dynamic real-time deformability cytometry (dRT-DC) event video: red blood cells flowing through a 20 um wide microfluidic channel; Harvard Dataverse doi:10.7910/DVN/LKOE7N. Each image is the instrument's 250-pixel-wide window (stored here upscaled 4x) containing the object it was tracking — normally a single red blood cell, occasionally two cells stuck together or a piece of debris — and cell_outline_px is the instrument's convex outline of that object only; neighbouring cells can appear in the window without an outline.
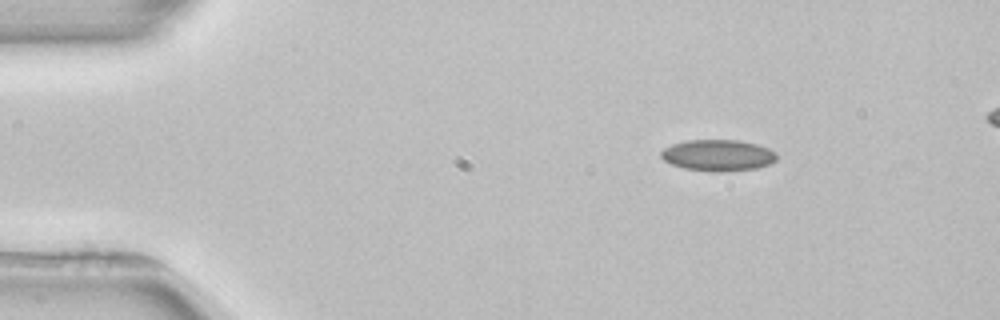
{"species": "common noctule bat (a hibernating species)", "species_latin": "Nyctalus noctula", "temperature_condition": "room temperature", "stored_images_in_passage": 4, "segment_of_instrument_passage": [1, 2], "camera_frame_rate_fps": 3000, "um_per_image_px": 0.085, "animal": {"sex": "female", "body_mass_g": 22.7, "forearm_length_mm": 54.2}, "frame": {"image": 1, "passage_image": 1, "time_ms": 0.0, "image_size_px": [1000, 320], "cell_outline_px": [[776, 160], [768, 164], [756, 168], [720, 172], [712, 172], [684, 168], [672, 164], [664, 160], [660, 156], [660, 152], [664, 148], [672, 144], [688, 140], [740, 140], [756, 144], [768, 148], [776, 152]], "centroid_in_image_um": [61.01, 13.2], "position_along_channel_um": 24.0, "area_um2": 21.1}}